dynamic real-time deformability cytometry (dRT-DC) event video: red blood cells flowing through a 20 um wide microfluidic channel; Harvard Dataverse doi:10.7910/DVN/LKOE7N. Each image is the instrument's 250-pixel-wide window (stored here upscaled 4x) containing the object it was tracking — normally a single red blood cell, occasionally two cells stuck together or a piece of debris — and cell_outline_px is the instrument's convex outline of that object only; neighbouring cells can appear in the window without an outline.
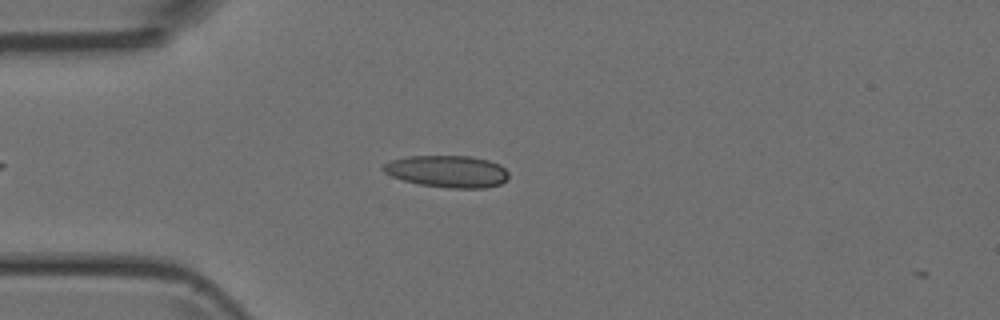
{"species": "Egyptian fruit bat (a non-hibernating species)", "species_latin": "Rousettus aegyptiacus", "temperature_condition": "room temperature", "stored_images_in_passage": 7, "camera_frame_rate_fps": 3000, "um_per_image_px": 0.085, "animal": {"sex": "female"}, "frame": {"image": 1, "passage_image": 5, "time_ms": 1.333, "image_size_px": [1000, 320], "cell_outline_px": [[508, 176], [500, 184], [484, 188], [448, 188], [420, 184], [404, 180], [392, 176], [384, 172], [380, 168], [384, 164], [392, 160], [408, 156], [468, 156], [488, 160], [500, 164], [508, 172]], "centroid_in_image_um": [38.02, 14.56], "position_along_channel_um": 47.0, "area_um2": 23.24}}